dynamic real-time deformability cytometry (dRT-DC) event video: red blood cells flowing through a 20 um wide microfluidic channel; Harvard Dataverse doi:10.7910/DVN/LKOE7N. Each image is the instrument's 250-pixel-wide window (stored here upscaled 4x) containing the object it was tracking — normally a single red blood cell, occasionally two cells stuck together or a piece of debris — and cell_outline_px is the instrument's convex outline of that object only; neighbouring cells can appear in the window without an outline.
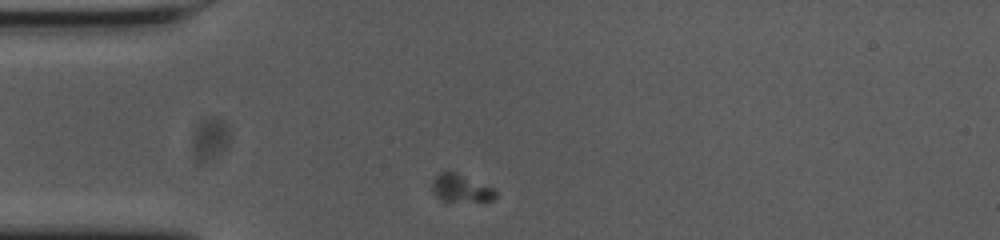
{"species": "common noctule bat (a hibernating species)", "species_latin": "Nyctalus noctula", "temperature_condition": "cold", "stored_images_in_passage": 37, "camera_frame_rate_fps": 3000, "um_per_image_px": 0.085, "animal": {"sex": "female", "body_mass_g": 23.0, "forearm_length_mm": 53.4}, "frame": {"image": 1, "passage_image": 1, "time_ms": 0.0, "image_size_px": [1000, 240], "cell_outline_px": [[496, 196], [492, 200], [484, 204], [440, 200], [432, 192], [432, 180], [440, 172], [456, 172], [496, 188]], "centroid_in_image_um": [39.24, 16.05], "position_along_channel_um": 45.8, "area_um2": 10.87}}
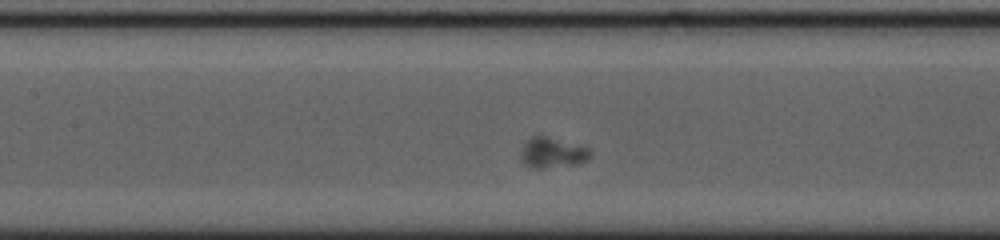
{"frame": {"image": 2, "passage_image": 13, "time_ms": 4.0, "image_size_px": [1000, 240], "cell_outline_px": [[592, 156], [580, 164], [540, 168], [532, 168], [524, 164], [520, 160], [520, 152], [524, 144], [532, 136], [548, 136], [588, 148], [592, 152]], "centroid_in_image_um": [46.94, 12.99], "position_along_channel_um": 160.5, "area_um2": 12.37}}
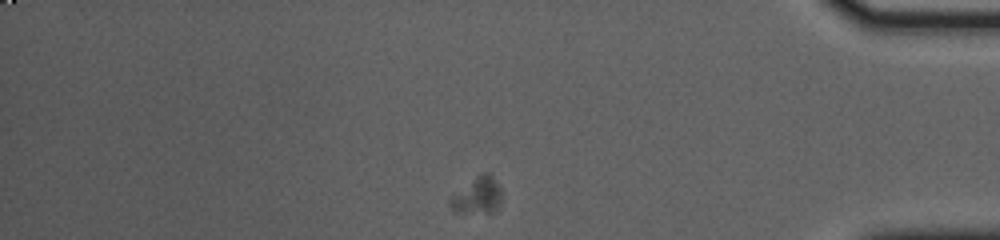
{"frame": {"image": 3, "passage_image": 37, "time_ms": 12.0, "image_size_px": [1000, 240], "cell_outline_px": [[500, 200], [496, 208], [492, 212], [452, 212], [448, 204], [448, 196], [476, 176], [484, 172], [488, 172], [492, 176], [500, 188]], "centroid_in_image_um": [40.48, 16.61], "position_along_channel_um": 394.7, "area_um2": 11.04}}